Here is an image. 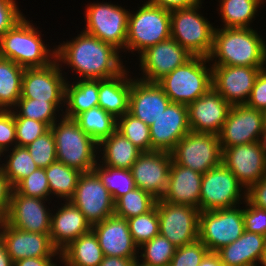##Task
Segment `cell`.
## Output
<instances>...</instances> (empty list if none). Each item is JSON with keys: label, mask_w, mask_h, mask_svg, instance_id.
<instances>
[{"label": "cell", "mask_w": 266, "mask_h": 266, "mask_svg": "<svg viewBox=\"0 0 266 266\" xmlns=\"http://www.w3.org/2000/svg\"><path fill=\"white\" fill-rule=\"evenodd\" d=\"M79 33L72 40L55 45L56 61L61 68L71 67L75 80L108 79L126 69L121 51L83 30Z\"/></svg>", "instance_id": "obj_1"}, {"label": "cell", "mask_w": 266, "mask_h": 266, "mask_svg": "<svg viewBox=\"0 0 266 266\" xmlns=\"http://www.w3.org/2000/svg\"><path fill=\"white\" fill-rule=\"evenodd\" d=\"M218 27L208 57L211 66L266 67V41L258 29Z\"/></svg>", "instance_id": "obj_2"}, {"label": "cell", "mask_w": 266, "mask_h": 266, "mask_svg": "<svg viewBox=\"0 0 266 266\" xmlns=\"http://www.w3.org/2000/svg\"><path fill=\"white\" fill-rule=\"evenodd\" d=\"M24 16L0 37V57L24 68H44L56 61V46L45 44L39 28Z\"/></svg>", "instance_id": "obj_3"}, {"label": "cell", "mask_w": 266, "mask_h": 266, "mask_svg": "<svg viewBox=\"0 0 266 266\" xmlns=\"http://www.w3.org/2000/svg\"><path fill=\"white\" fill-rule=\"evenodd\" d=\"M56 145L57 161L90 172L98 163V143L79 126L75 119L61 116L50 127Z\"/></svg>", "instance_id": "obj_4"}, {"label": "cell", "mask_w": 266, "mask_h": 266, "mask_svg": "<svg viewBox=\"0 0 266 266\" xmlns=\"http://www.w3.org/2000/svg\"><path fill=\"white\" fill-rule=\"evenodd\" d=\"M128 15L125 52L139 56L148 47L171 38L170 11L147 2ZM128 51V52H127ZM137 51V52H136ZM136 52V53H134Z\"/></svg>", "instance_id": "obj_5"}, {"label": "cell", "mask_w": 266, "mask_h": 266, "mask_svg": "<svg viewBox=\"0 0 266 266\" xmlns=\"http://www.w3.org/2000/svg\"><path fill=\"white\" fill-rule=\"evenodd\" d=\"M209 64H211L209 58L193 56L160 79L157 84L169 97L171 103L188 105L213 87L212 66Z\"/></svg>", "instance_id": "obj_6"}, {"label": "cell", "mask_w": 266, "mask_h": 266, "mask_svg": "<svg viewBox=\"0 0 266 266\" xmlns=\"http://www.w3.org/2000/svg\"><path fill=\"white\" fill-rule=\"evenodd\" d=\"M202 2L187 8L170 11L171 38L193 56L209 57L213 49L216 25L202 16Z\"/></svg>", "instance_id": "obj_7"}, {"label": "cell", "mask_w": 266, "mask_h": 266, "mask_svg": "<svg viewBox=\"0 0 266 266\" xmlns=\"http://www.w3.org/2000/svg\"><path fill=\"white\" fill-rule=\"evenodd\" d=\"M85 28L82 30L123 52L127 40L129 9L122 5L98 1L85 5Z\"/></svg>", "instance_id": "obj_8"}, {"label": "cell", "mask_w": 266, "mask_h": 266, "mask_svg": "<svg viewBox=\"0 0 266 266\" xmlns=\"http://www.w3.org/2000/svg\"><path fill=\"white\" fill-rule=\"evenodd\" d=\"M245 200L246 189L223 163L203 174L200 212L233 208L243 204Z\"/></svg>", "instance_id": "obj_9"}, {"label": "cell", "mask_w": 266, "mask_h": 266, "mask_svg": "<svg viewBox=\"0 0 266 266\" xmlns=\"http://www.w3.org/2000/svg\"><path fill=\"white\" fill-rule=\"evenodd\" d=\"M243 206L202 211L199 216L198 239L209 252H217L241 237L245 231Z\"/></svg>", "instance_id": "obj_10"}, {"label": "cell", "mask_w": 266, "mask_h": 266, "mask_svg": "<svg viewBox=\"0 0 266 266\" xmlns=\"http://www.w3.org/2000/svg\"><path fill=\"white\" fill-rule=\"evenodd\" d=\"M172 160L201 174L222 163V150L218 135L213 133H187L170 152Z\"/></svg>", "instance_id": "obj_11"}, {"label": "cell", "mask_w": 266, "mask_h": 266, "mask_svg": "<svg viewBox=\"0 0 266 266\" xmlns=\"http://www.w3.org/2000/svg\"><path fill=\"white\" fill-rule=\"evenodd\" d=\"M67 73L57 61L44 68H25L20 98L52 102L64 113Z\"/></svg>", "instance_id": "obj_12"}, {"label": "cell", "mask_w": 266, "mask_h": 266, "mask_svg": "<svg viewBox=\"0 0 266 266\" xmlns=\"http://www.w3.org/2000/svg\"><path fill=\"white\" fill-rule=\"evenodd\" d=\"M159 218V234L166 237L175 247L194 242L199 236L200 210L180 204L156 202Z\"/></svg>", "instance_id": "obj_13"}, {"label": "cell", "mask_w": 266, "mask_h": 266, "mask_svg": "<svg viewBox=\"0 0 266 266\" xmlns=\"http://www.w3.org/2000/svg\"><path fill=\"white\" fill-rule=\"evenodd\" d=\"M193 55L174 39L169 38L156 45L148 47L137 58L141 76L145 82L157 83L178 66L189 61Z\"/></svg>", "instance_id": "obj_14"}, {"label": "cell", "mask_w": 266, "mask_h": 266, "mask_svg": "<svg viewBox=\"0 0 266 266\" xmlns=\"http://www.w3.org/2000/svg\"><path fill=\"white\" fill-rule=\"evenodd\" d=\"M69 201L84 214L91 226L114 215L113 198L93 170L80 174Z\"/></svg>", "instance_id": "obj_15"}, {"label": "cell", "mask_w": 266, "mask_h": 266, "mask_svg": "<svg viewBox=\"0 0 266 266\" xmlns=\"http://www.w3.org/2000/svg\"><path fill=\"white\" fill-rule=\"evenodd\" d=\"M263 112L246 104L232 105L218 134L221 150L261 140L264 132Z\"/></svg>", "instance_id": "obj_16"}, {"label": "cell", "mask_w": 266, "mask_h": 266, "mask_svg": "<svg viewBox=\"0 0 266 266\" xmlns=\"http://www.w3.org/2000/svg\"><path fill=\"white\" fill-rule=\"evenodd\" d=\"M222 163L246 190L266 175V154L260 141L224 148Z\"/></svg>", "instance_id": "obj_17"}, {"label": "cell", "mask_w": 266, "mask_h": 266, "mask_svg": "<svg viewBox=\"0 0 266 266\" xmlns=\"http://www.w3.org/2000/svg\"><path fill=\"white\" fill-rule=\"evenodd\" d=\"M51 201L21 195L13 189L5 222L23 231L49 234L52 209L46 202L49 205Z\"/></svg>", "instance_id": "obj_18"}, {"label": "cell", "mask_w": 266, "mask_h": 266, "mask_svg": "<svg viewBox=\"0 0 266 266\" xmlns=\"http://www.w3.org/2000/svg\"><path fill=\"white\" fill-rule=\"evenodd\" d=\"M171 163L170 152H142L130 168L136 187L161 199L169 184Z\"/></svg>", "instance_id": "obj_19"}, {"label": "cell", "mask_w": 266, "mask_h": 266, "mask_svg": "<svg viewBox=\"0 0 266 266\" xmlns=\"http://www.w3.org/2000/svg\"><path fill=\"white\" fill-rule=\"evenodd\" d=\"M264 68L212 66V86L231 106L246 104L256 78Z\"/></svg>", "instance_id": "obj_20"}, {"label": "cell", "mask_w": 266, "mask_h": 266, "mask_svg": "<svg viewBox=\"0 0 266 266\" xmlns=\"http://www.w3.org/2000/svg\"><path fill=\"white\" fill-rule=\"evenodd\" d=\"M0 238L13 263L30 257H60L49 234L23 231L3 221L0 223Z\"/></svg>", "instance_id": "obj_21"}, {"label": "cell", "mask_w": 266, "mask_h": 266, "mask_svg": "<svg viewBox=\"0 0 266 266\" xmlns=\"http://www.w3.org/2000/svg\"><path fill=\"white\" fill-rule=\"evenodd\" d=\"M230 107L231 105L212 87L206 94L187 105L190 130L218 135Z\"/></svg>", "instance_id": "obj_22"}, {"label": "cell", "mask_w": 266, "mask_h": 266, "mask_svg": "<svg viewBox=\"0 0 266 266\" xmlns=\"http://www.w3.org/2000/svg\"><path fill=\"white\" fill-rule=\"evenodd\" d=\"M190 131L187 105L170 103L150 125L152 151L171 152Z\"/></svg>", "instance_id": "obj_23"}, {"label": "cell", "mask_w": 266, "mask_h": 266, "mask_svg": "<svg viewBox=\"0 0 266 266\" xmlns=\"http://www.w3.org/2000/svg\"><path fill=\"white\" fill-rule=\"evenodd\" d=\"M129 97V114L150 126L171 103L157 83L132 77Z\"/></svg>", "instance_id": "obj_24"}, {"label": "cell", "mask_w": 266, "mask_h": 266, "mask_svg": "<svg viewBox=\"0 0 266 266\" xmlns=\"http://www.w3.org/2000/svg\"><path fill=\"white\" fill-rule=\"evenodd\" d=\"M91 230L104 256L138 258V247L132 239L127 219L112 215L92 225Z\"/></svg>", "instance_id": "obj_25"}, {"label": "cell", "mask_w": 266, "mask_h": 266, "mask_svg": "<svg viewBox=\"0 0 266 266\" xmlns=\"http://www.w3.org/2000/svg\"><path fill=\"white\" fill-rule=\"evenodd\" d=\"M51 208L52 215L49 235L54 247L59 252L92 229L84 214L70 201H63L58 206L54 204V207L51 206Z\"/></svg>", "instance_id": "obj_26"}, {"label": "cell", "mask_w": 266, "mask_h": 266, "mask_svg": "<svg viewBox=\"0 0 266 266\" xmlns=\"http://www.w3.org/2000/svg\"><path fill=\"white\" fill-rule=\"evenodd\" d=\"M202 176L203 174L172 160L169 184L161 200L199 209Z\"/></svg>", "instance_id": "obj_27"}, {"label": "cell", "mask_w": 266, "mask_h": 266, "mask_svg": "<svg viewBox=\"0 0 266 266\" xmlns=\"http://www.w3.org/2000/svg\"><path fill=\"white\" fill-rule=\"evenodd\" d=\"M266 247V236L246 230L236 241L216 253L224 266H259Z\"/></svg>", "instance_id": "obj_28"}, {"label": "cell", "mask_w": 266, "mask_h": 266, "mask_svg": "<svg viewBox=\"0 0 266 266\" xmlns=\"http://www.w3.org/2000/svg\"><path fill=\"white\" fill-rule=\"evenodd\" d=\"M128 69L126 68L115 77L98 80V106L116 119L129 112L131 74L133 72Z\"/></svg>", "instance_id": "obj_29"}, {"label": "cell", "mask_w": 266, "mask_h": 266, "mask_svg": "<svg viewBox=\"0 0 266 266\" xmlns=\"http://www.w3.org/2000/svg\"><path fill=\"white\" fill-rule=\"evenodd\" d=\"M98 152V161L102 165L120 169H130L142 153L117 130L99 143Z\"/></svg>", "instance_id": "obj_30"}, {"label": "cell", "mask_w": 266, "mask_h": 266, "mask_svg": "<svg viewBox=\"0 0 266 266\" xmlns=\"http://www.w3.org/2000/svg\"><path fill=\"white\" fill-rule=\"evenodd\" d=\"M65 84L63 115L75 119L79 114L98 106V80H74Z\"/></svg>", "instance_id": "obj_31"}, {"label": "cell", "mask_w": 266, "mask_h": 266, "mask_svg": "<svg viewBox=\"0 0 266 266\" xmlns=\"http://www.w3.org/2000/svg\"><path fill=\"white\" fill-rule=\"evenodd\" d=\"M103 258V251L92 230L78 237L60 252V263L64 266H99Z\"/></svg>", "instance_id": "obj_32"}, {"label": "cell", "mask_w": 266, "mask_h": 266, "mask_svg": "<svg viewBox=\"0 0 266 266\" xmlns=\"http://www.w3.org/2000/svg\"><path fill=\"white\" fill-rule=\"evenodd\" d=\"M221 28H252L263 0H218ZM254 19V20H253Z\"/></svg>", "instance_id": "obj_33"}, {"label": "cell", "mask_w": 266, "mask_h": 266, "mask_svg": "<svg viewBox=\"0 0 266 266\" xmlns=\"http://www.w3.org/2000/svg\"><path fill=\"white\" fill-rule=\"evenodd\" d=\"M25 68L0 57V109L12 110L21 97Z\"/></svg>", "instance_id": "obj_34"}, {"label": "cell", "mask_w": 266, "mask_h": 266, "mask_svg": "<svg viewBox=\"0 0 266 266\" xmlns=\"http://www.w3.org/2000/svg\"><path fill=\"white\" fill-rule=\"evenodd\" d=\"M45 174L49 183L51 200L55 196L61 203L73 197L81 174L79 170L55 161L45 168Z\"/></svg>", "instance_id": "obj_35"}, {"label": "cell", "mask_w": 266, "mask_h": 266, "mask_svg": "<svg viewBox=\"0 0 266 266\" xmlns=\"http://www.w3.org/2000/svg\"><path fill=\"white\" fill-rule=\"evenodd\" d=\"M1 157L4 159L2 160ZM37 168L38 166L26 147L16 145L11 150L5 151L0 155V169L4 172L13 188Z\"/></svg>", "instance_id": "obj_36"}, {"label": "cell", "mask_w": 266, "mask_h": 266, "mask_svg": "<svg viewBox=\"0 0 266 266\" xmlns=\"http://www.w3.org/2000/svg\"><path fill=\"white\" fill-rule=\"evenodd\" d=\"M75 120L83 131L98 144L112 134L117 127V119L99 106L79 114Z\"/></svg>", "instance_id": "obj_37"}, {"label": "cell", "mask_w": 266, "mask_h": 266, "mask_svg": "<svg viewBox=\"0 0 266 266\" xmlns=\"http://www.w3.org/2000/svg\"><path fill=\"white\" fill-rule=\"evenodd\" d=\"M156 202L152 194L136 187L114 202V215L125 219L139 216L151 211Z\"/></svg>", "instance_id": "obj_38"}, {"label": "cell", "mask_w": 266, "mask_h": 266, "mask_svg": "<svg viewBox=\"0 0 266 266\" xmlns=\"http://www.w3.org/2000/svg\"><path fill=\"white\" fill-rule=\"evenodd\" d=\"M93 171L110 192L114 202L119 197L136 188L130 169L108 167L98 161Z\"/></svg>", "instance_id": "obj_39"}, {"label": "cell", "mask_w": 266, "mask_h": 266, "mask_svg": "<svg viewBox=\"0 0 266 266\" xmlns=\"http://www.w3.org/2000/svg\"><path fill=\"white\" fill-rule=\"evenodd\" d=\"M12 111L14 117L34 119L46 123L49 127L63 115L52 102L26 98H19Z\"/></svg>", "instance_id": "obj_40"}, {"label": "cell", "mask_w": 266, "mask_h": 266, "mask_svg": "<svg viewBox=\"0 0 266 266\" xmlns=\"http://www.w3.org/2000/svg\"><path fill=\"white\" fill-rule=\"evenodd\" d=\"M176 249L166 237L159 234L138 247L137 259L148 266H169Z\"/></svg>", "instance_id": "obj_41"}, {"label": "cell", "mask_w": 266, "mask_h": 266, "mask_svg": "<svg viewBox=\"0 0 266 266\" xmlns=\"http://www.w3.org/2000/svg\"><path fill=\"white\" fill-rule=\"evenodd\" d=\"M116 130L142 152L152 151L150 126L129 113L117 118Z\"/></svg>", "instance_id": "obj_42"}, {"label": "cell", "mask_w": 266, "mask_h": 266, "mask_svg": "<svg viewBox=\"0 0 266 266\" xmlns=\"http://www.w3.org/2000/svg\"><path fill=\"white\" fill-rule=\"evenodd\" d=\"M132 239L137 247L159 235L157 206L151 211L127 219Z\"/></svg>", "instance_id": "obj_43"}, {"label": "cell", "mask_w": 266, "mask_h": 266, "mask_svg": "<svg viewBox=\"0 0 266 266\" xmlns=\"http://www.w3.org/2000/svg\"><path fill=\"white\" fill-rule=\"evenodd\" d=\"M39 168H46L57 161L55 139L51 129L26 146Z\"/></svg>", "instance_id": "obj_44"}, {"label": "cell", "mask_w": 266, "mask_h": 266, "mask_svg": "<svg viewBox=\"0 0 266 266\" xmlns=\"http://www.w3.org/2000/svg\"><path fill=\"white\" fill-rule=\"evenodd\" d=\"M14 190L25 196L50 200V189L45 168H37L28 177L22 179Z\"/></svg>", "instance_id": "obj_45"}, {"label": "cell", "mask_w": 266, "mask_h": 266, "mask_svg": "<svg viewBox=\"0 0 266 266\" xmlns=\"http://www.w3.org/2000/svg\"><path fill=\"white\" fill-rule=\"evenodd\" d=\"M14 120L17 146H28L50 129L46 123L26 117H14Z\"/></svg>", "instance_id": "obj_46"}, {"label": "cell", "mask_w": 266, "mask_h": 266, "mask_svg": "<svg viewBox=\"0 0 266 266\" xmlns=\"http://www.w3.org/2000/svg\"><path fill=\"white\" fill-rule=\"evenodd\" d=\"M208 252L207 247L197 239L194 242L178 247L169 266H199Z\"/></svg>", "instance_id": "obj_47"}, {"label": "cell", "mask_w": 266, "mask_h": 266, "mask_svg": "<svg viewBox=\"0 0 266 266\" xmlns=\"http://www.w3.org/2000/svg\"><path fill=\"white\" fill-rule=\"evenodd\" d=\"M16 145L14 113L0 109V155Z\"/></svg>", "instance_id": "obj_48"}, {"label": "cell", "mask_w": 266, "mask_h": 266, "mask_svg": "<svg viewBox=\"0 0 266 266\" xmlns=\"http://www.w3.org/2000/svg\"><path fill=\"white\" fill-rule=\"evenodd\" d=\"M243 204L245 230L266 236V210L251 205L247 200Z\"/></svg>", "instance_id": "obj_49"}, {"label": "cell", "mask_w": 266, "mask_h": 266, "mask_svg": "<svg viewBox=\"0 0 266 266\" xmlns=\"http://www.w3.org/2000/svg\"><path fill=\"white\" fill-rule=\"evenodd\" d=\"M24 16L16 0H0V37Z\"/></svg>", "instance_id": "obj_50"}, {"label": "cell", "mask_w": 266, "mask_h": 266, "mask_svg": "<svg viewBox=\"0 0 266 266\" xmlns=\"http://www.w3.org/2000/svg\"><path fill=\"white\" fill-rule=\"evenodd\" d=\"M246 105L262 112L266 109V68L259 72Z\"/></svg>", "instance_id": "obj_51"}, {"label": "cell", "mask_w": 266, "mask_h": 266, "mask_svg": "<svg viewBox=\"0 0 266 266\" xmlns=\"http://www.w3.org/2000/svg\"><path fill=\"white\" fill-rule=\"evenodd\" d=\"M246 200L251 205L266 210V175L246 190Z\"/></svg>", "instance_id": "obj_52"}, {"label": "cell", "mask_w": 266, "mask_h": 266, "mask_svg": "<svg viewBox=\"0 0 266 266\" xmlns=\"http://www.w3.org/2000/svg\"><path fill=\"white\" fill-rule=\"evenodd\" d=\"M13 189L14 188L8 178L0 169V223L5 221Z\"/></svg>", "instance_id": "obj_53"}, {"label": "cell", "mask_w": 266, "mask_h": 266, "mask_svg": "<svg viewBox=\"0 0 266 266\" xmlns=\"http://www.w3.org/2000/svg\"><path fill=\"white\" fill-rule=\"evenodd\" d=\"M203 0H146L147 3L172 11L194 6Z\"/></svg>", "instance_id": "obj_54"}, {"label": "cell", "mask_w": 266, "mask_h": 266, "mask_svg": "<svg viewBox=\"0 0 266 266\" xmlns=\"http://www.w3.org/2000/svg\"><path fill=\"white\" fill-rule=\"evenodd\" d=\"M57 262L60 263V257H30L17 260L13 266H58Z\"/></svg>", "instance_id": "obj_55"}, {"label": "cell", "mask_w": 266, "mask_h": 266, "mask_svg": "<svg viewBox=\"0 0 266 266\" xmlns=\"http://www.w3.org/2000/svg\"><path fill=\"white\" fill-rule=\"evenodd\" d=\"M137 258H122L116 256H104L99 266H132Z\"/></svg>", "instance_id": "obj_56"}, {"label": "cell", "mask_w": 266, "mask_h": 266, "mask_svg": "<svg viewBox=\"0 0 266 266\" xmlns=\"http://www.w3.org/2000/svg\"><path fill=\"white\" fill-rule=\"evenodd\" d=\"M199 266H224L216 252H208Z\"/></svg>", "instance_id": "obj_57"}, {"label": "cell", "mask_w": 266, "mask_h": 266, "mask_svg": "<svg viewBox=\"0 0 266 266\" xmlns=\"http://www.w3.org/2000/svg\"><path fill=\"white\" fill-rule=\"evenodd\" d=\"M0 266H13L10 255L8 254L3 241L0 238Z\"/></svg>", "instance_id": "obj_58"}, {"label": "cell", "mask_w": 266, "mask_h": 266, "mask_svg": "<svg viewBox=\"0 0 266 266\" xmlns=\"http://www.w3.org/2000/svg\"><path fill=\"white\" fill-rule=\"evenodd\" d=\"M260 142H261L262 148L266 154V127L264 128V132L262 133Z\"/></svg>", "instance_id": "obj_59"}, {"label": "cell", "mask_w": 266, "mask_h": 266, "mask_svg": "<svg viewBox=\"0 0 266 266\" xmlns=\"http://www.w3.org/2000/svg\"><path fill=\"white\" fill-rule=\"evenodd\" d=\"M259 264H261L260 266H266V247L262 254Z\"/></svg>", "instance_id": "obj_60"}, {"label": "cell", "mask_w": 266, "mask_h": 266, "mask_svg": "<svg viewBox=\"0 0 266 266\" xmlns=\"http://www.w3.org/2000/svg\"><path fill=\"white\" fill-rule=\"evenodd\" d=\"M132 266H148V265H145L143 264L142 262H140L138 259H136L134 262H133V265Z\"/></svg>", "instance_id": "obj_61"}, {"label": "cell", "mask_w": 266, "mask_h": 266, "mask_svg": "<svg viewBox=\"0 0 266 266\" xmlns=\"http://www.w3.org/2000/svg\"><path fill=\"white\" fill-rule=\"evenodd\" d=\"M264 126L266 127V109L263 111Z\"/></svg>", "instance_id": "obj_62"}]
</instances>
